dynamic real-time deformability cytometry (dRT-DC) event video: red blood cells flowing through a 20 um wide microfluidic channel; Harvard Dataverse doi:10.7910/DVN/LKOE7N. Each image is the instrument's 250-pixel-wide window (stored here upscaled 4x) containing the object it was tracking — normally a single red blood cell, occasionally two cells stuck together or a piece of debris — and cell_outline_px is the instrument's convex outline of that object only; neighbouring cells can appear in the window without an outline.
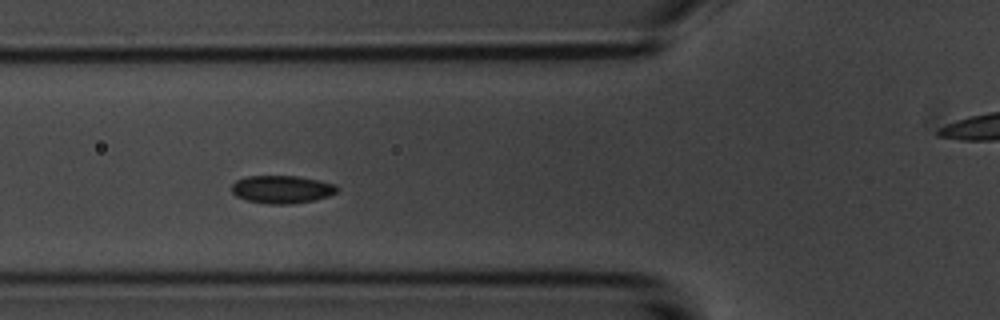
{"species": "common noctule bat (a hibernating species)", "species_latin": "Nyctalus noctula", "temperature_condition": "room temperature", "stored_images_in_passage": 13, "camera_frame_rate_fps": 3000, "um_per_image_px": 0.085, "animal": {"sex": "male", "body_mass_g": 20.1, "forearm_length_mm": 53.5}, "frame": {"image": 1, "passage_image": 3, "time_ms": 2.333, "image_size_px": [1000, 320], "cell_outline_px": [[340, 188], [336, 192], [328, 196], [312, 200], [292, 204], [268, 204], [248, 200], [236, 196], [232, 192], [232, 184], [236, 180], [248, 176], [296, 176], [320, 180], [336, 184]], "centroid_in_image_um": [23.98, 16.09], "position_along_channel_um": 101.8, "area_um2": 17.11}}
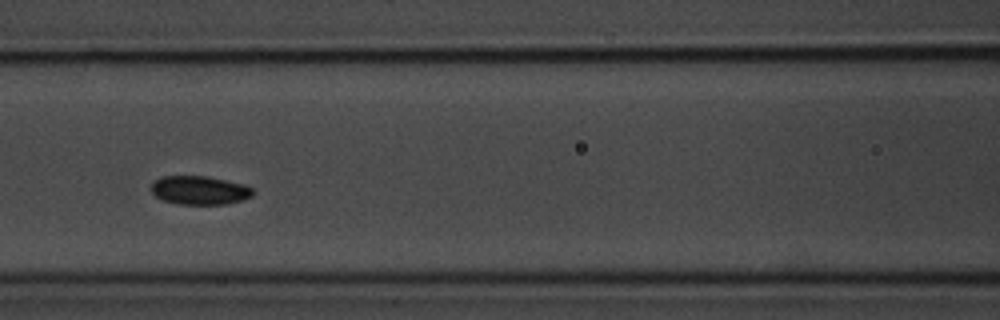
{"frame": {"image": 2, "passage_image": 4, "time_ms": 3.667, "image_size_px": [1000, 320], "cell_outline_px": [[252, 196], [244, 200], [228, 204], [176, 204], [164, 200], [156, 196], [152, 192], [152, 180], [160, 176], [208, 176], [244, 184], [252, 188]], "centroid_in_image_um": [16.96, 16.17], "position_along_channel_um": 149.6, "area_um2": 17.11}, "authors_computed_cell_mechanics": {"area_um2": 17.1088, "velocity_mm_per_s": 3.5637, "shape_relaxation_time_tau1_ms": 0.7474, "shape_relaxation_time_tau2_ms": null, "deformation_change_tau1": 0.0283, "deformation_change_tau2": null}}